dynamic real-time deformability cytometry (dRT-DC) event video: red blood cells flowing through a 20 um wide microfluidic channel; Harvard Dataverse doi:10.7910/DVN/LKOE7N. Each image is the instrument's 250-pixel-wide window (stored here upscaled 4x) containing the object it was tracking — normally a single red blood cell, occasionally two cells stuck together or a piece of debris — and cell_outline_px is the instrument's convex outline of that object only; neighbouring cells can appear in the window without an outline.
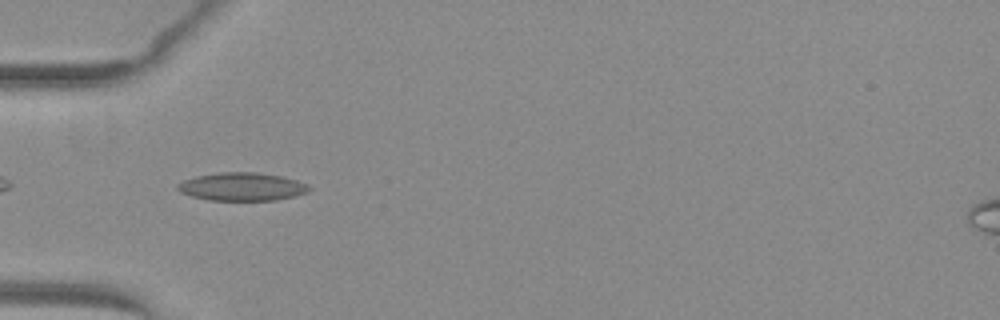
{"species": "common noctule bat (a hibernating species)", "species_latin": "Nyctalus noctula", "temperature_condition": "warm", "stored_images_in_passage": 36, "camera_frame_rate_fps": 3000, "um_per_image_px": 0.085, "animal": {"sex": "female", "body_mass_g": 29.2, "forearm_length_mm": 56.3}, "frame": {"image": 1, "passage_image": 2, "time_ms": 0.333, "image_size_px": [1000, 320], "cell_outline_px": [[312, 188], [308, 192], [276, 200], [208, 200], [192, 196], [180, 192], [176, 188], [176, 184], [184, 180], [196, 176], [220, 172], [256, 172], [280, 176], [296, 180], [308, 184]], "centroid_in_image_um": [20.56, 15.86], "position_along_channel_um": 64.4, "area_um2": 21.5}}
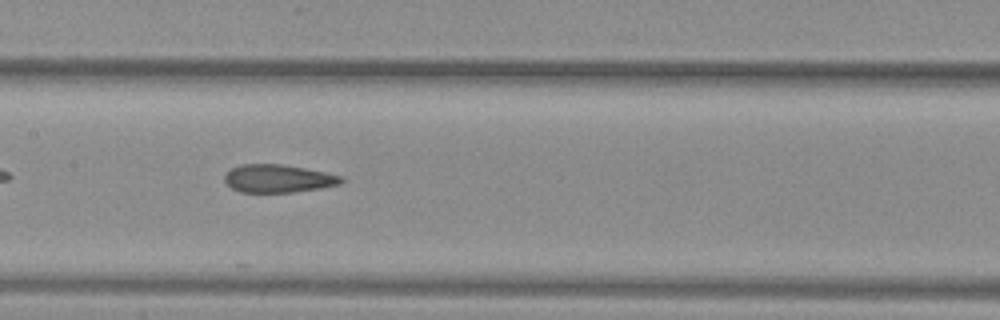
{"frame": {"image": 2, "passage_image": 11, "time_ms": 3.333, "image_size_px": [1000, 320], "cell_outline_px": [[344, 180], [340, 184], [320, 188], [292, 192], [240, 192], [232, 188], [224, 180], [224, 176], [232, 168], [240, 164], [280, 164], [304, 168], [344, 176]], "centroid_in_image_um": [23.65, 15.17], "position_along_channel_um": 183.8, "area_um2": 18.9}}
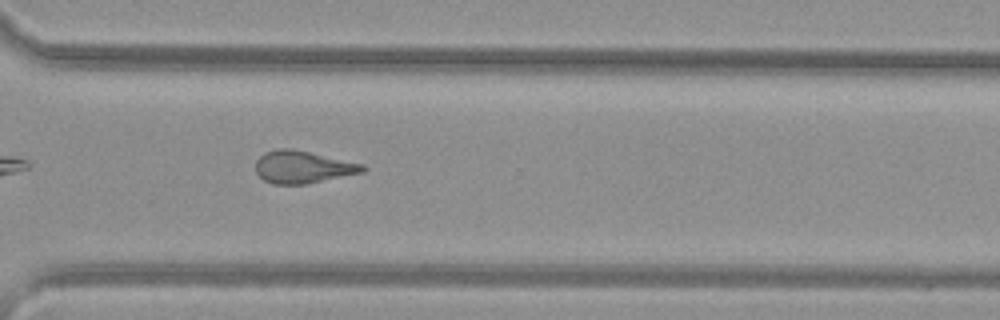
{"frame": {"image": 3, "passage_image": 23, "time_ms": 7.333, "image_size_px": [1000, 320], "cell_outline_px": [[368, 168], [364, 172], [308, 184], [272, 184], [264, 180], [256, 172], [256, 160], [264, 152], [276, 148], [292, 148], [364, 164]], "centroid_in_image_um": [25.75, 14.19], "position_along_channel_um": 344.9, "area_um2": 20.4}, "authors_computed_cell_mechanics": {"area_um2": 20.23, "velocity_mm_per_s": 4.0388, "shape_relaxation_time_tau1_ms": null, "shape_relaxation_time_tau2_ms": 1.4993, "deformation_change_tau1": null, "deformation_change_tau2": 0.0986}}